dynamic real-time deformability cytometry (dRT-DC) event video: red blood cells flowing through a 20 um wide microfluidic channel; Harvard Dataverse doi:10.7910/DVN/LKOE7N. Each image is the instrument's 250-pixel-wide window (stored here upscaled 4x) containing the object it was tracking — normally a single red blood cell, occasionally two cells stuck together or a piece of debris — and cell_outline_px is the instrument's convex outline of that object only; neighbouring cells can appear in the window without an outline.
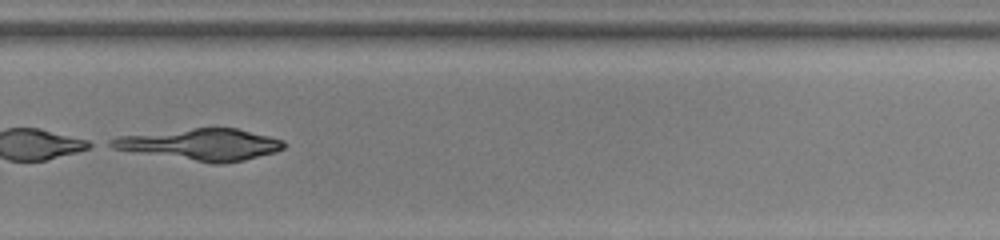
{"species": "common noctule bat (a hibernating species)", "species_latin": "Nyctalus noctula", "temperature_condition": "room temperature", "stored_images_in_passage": 41, "camera_frame_rate_fps": 3000, "um_per_image_px": 0.085, "animal": {"sex": "female", "body_mass_g": 22.0, "forearm_length_mm": 56.7}, "frame": {"image": 1, "passage_image": 38, "time_ms": 12.333, "image_size_px": [1000, 240], "cell_outline_px": [[284, 148], [276, 152], [244, 160], [224, 164], [212, 164], [112, 148], [104, 144], [108, 140], [116, 136], [192, 128], [236, 128], [284, 140]], "centroid_in_image_um": [17.04, 12.28], "position_along_channel_um": 312.8, "area_um2": 31.79}}